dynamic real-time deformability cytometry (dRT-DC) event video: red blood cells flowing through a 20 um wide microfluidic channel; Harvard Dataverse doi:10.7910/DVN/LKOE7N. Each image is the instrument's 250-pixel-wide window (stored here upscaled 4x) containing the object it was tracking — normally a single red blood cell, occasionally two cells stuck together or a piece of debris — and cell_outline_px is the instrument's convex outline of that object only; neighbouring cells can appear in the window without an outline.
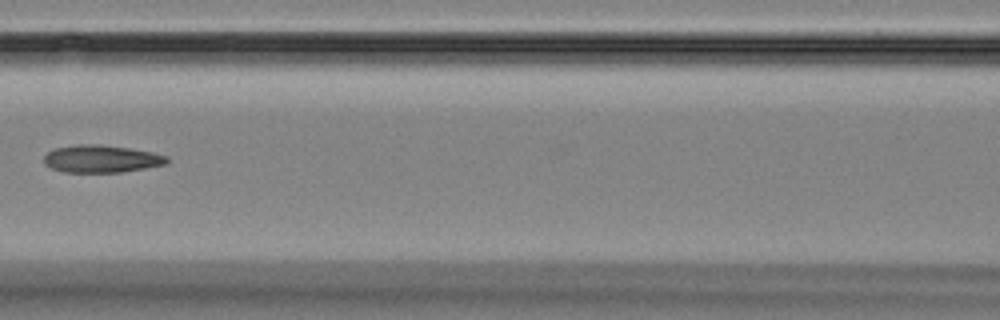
{"species": "Egyptian fruit bat (a non-hibernating species)", "species_latin": "Rousettus aegyptiacus", "temperature_condition": "room temperature", "stored_images_in_passage": 17, "segment_of_instrument_passage": [2, 2], "camera_frame_rate_fps": 3000, "um_per_image_px": 0.085, "animal": {"sex": "female"}, "frame": {"image": 1, "passage_image": 8, "time_ms": 8.0, "image_size_px": [1000, 320], "cell_outline_px": [[168, 164], [120, 172], [64, 172], [52, 168], [44, 164], [44, 156], [48, 152], [56, 148], [76, 144], [100, 144], [128, 148], [152, 152], [168, 156]], "centroid_in_image_um": [8.62, 13.5], "position_along_channel_um": 158.0, "area_um2": 19.65}}
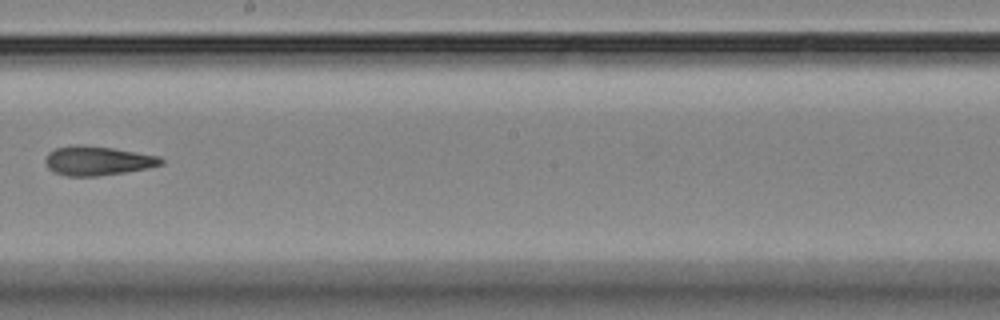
{"frame": {"image": 2, "passage_image": 10, "time_ms": 10.333, "image_size_px": [1000, 320], "cell_outline_px": [[164, 164], [148, 168], [124, 172], [96, 176], [68, 176], [56, 172], [48, 168], [44, 160], [48, 152], [56, 148], [76, 144], [84, 144], [112, 148], [160, 156], [164, 160]], "centroid_in_image_um": [8.3, 13.65], "position_along_channel_um": 239.9, "area_um2": 19.71}}
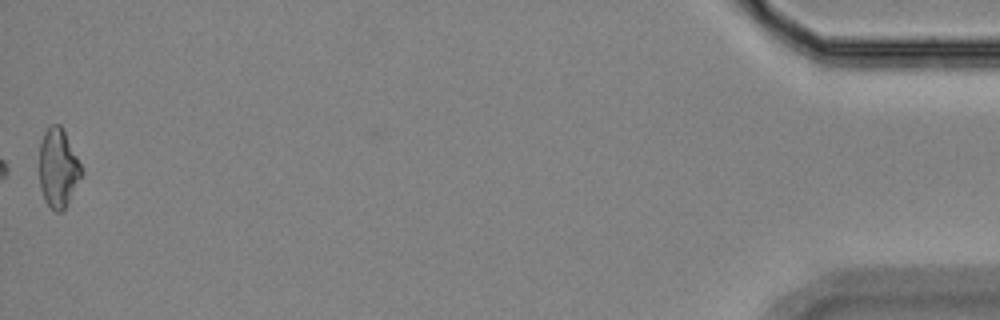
{"frame": {"image": 3, "passage_image": 17, "time_ms": 18.333, "image_size_px": [1000, 320], "cell_outline_px": [[84, 172], [64, 208], [60, 212], [56, 212], [44, 200], [40, 188], [40, 144], [44, 132], [48, 124], [60, 124]], "centroid_in_image_um": [4.93, 14.27], "position_along_channel_um": 430.3, "area_um2": 19.02}}